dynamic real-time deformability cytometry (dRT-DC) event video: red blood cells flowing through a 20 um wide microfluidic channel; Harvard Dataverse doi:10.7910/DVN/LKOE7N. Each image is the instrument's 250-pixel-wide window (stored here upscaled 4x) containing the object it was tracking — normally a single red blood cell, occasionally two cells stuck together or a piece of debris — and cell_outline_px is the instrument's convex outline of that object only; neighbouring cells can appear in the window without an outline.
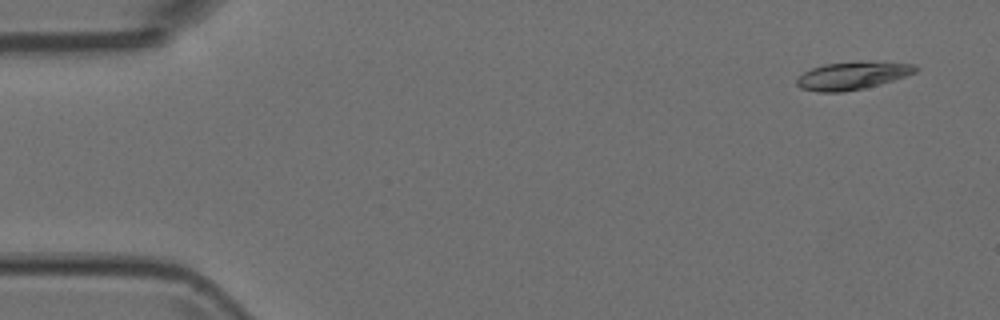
{"species": "Egyptian fruit bat (a non-hibernating species)", "species_latin": "Rousettus aegyptiacus", "temperature_condition": "room temperature", "stored_images_in_passage": 5, "camera_frame_rate_fps": 3000, "um_per_image_px": 0.085, "animal": {"sex": "female"}, "frame": {"image": 1, "passage_image": 1, "time_ms": 0.0, "image_size_px": [1000, 320], "cell_outline_px": [[920, 68], [916, 72], [880, 84], [864, 88], [844, 92], [816, 92], [800, 88], [796, 84], [796, 80], [804, 72], [812, 68], [824, 64], [860, 60], [916, 64]], "centroid_in_image_um": [72.46, 6.41], "position_along_channel_um": 12.5, "area_um2": 19.48}}
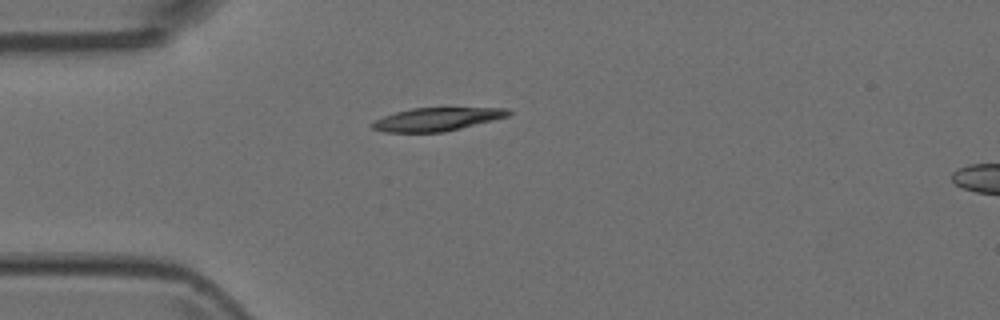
{"frame": {"image": 2, "passage_image": 4, "time_ms": 1.0, "image_size_px": [1000, 320], "cell_outline_px": [[512, 112], [508, 116], [444, 132], [384, 132], [372, 128], [368, 124], [384, 116], [396, 112], [412, 108], [508, 108]], "centroid_in_image_um": [37.1, 10.14], "position_along_channel_um": 47.9, "area_um2": 18.21}}